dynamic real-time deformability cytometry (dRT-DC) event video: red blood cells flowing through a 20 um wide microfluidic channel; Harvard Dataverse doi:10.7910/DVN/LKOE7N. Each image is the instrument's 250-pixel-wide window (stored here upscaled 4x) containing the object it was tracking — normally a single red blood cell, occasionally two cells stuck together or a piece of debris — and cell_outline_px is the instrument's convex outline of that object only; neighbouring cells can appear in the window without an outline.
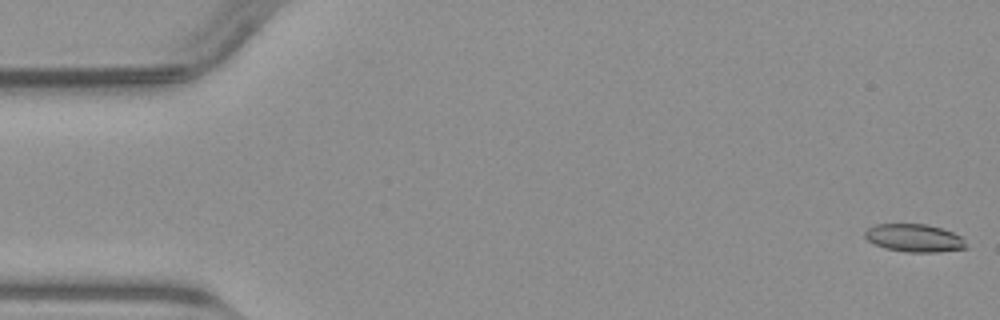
{"species": "common noctule bat (a hibernating species)", "species_latin": "Nyctalus noctula", "temperature_condition": "warm", "stored_images_in_passage": 50, "camera_frame_rate_fps": 3000, "um_per_image_px": 0.085, "animal": {"sex": "male", "body_mass_g": 23.1, "forearm_length_mm": 52.7}, "frame": {"image": 1, "passage_image": 1, "time_ms": 0.0, "image_size_px": [1000, 320], "cell_outline_px": [[968, 248], [940, 252], [904, 252], [884, 248], [868, 240], [864, 236], [864, 232], [868, 228], [876, 224], [924, 224], [940, 228], [952, 232], [960, 236], [964, 240]], "centroid_in_image_um": [77.71, 20.24], "position_along_channel_um": 7.3, "area_um2": 16.42}}
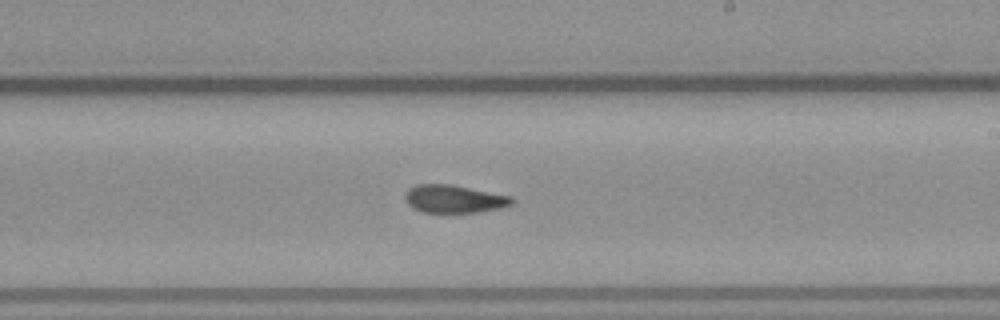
{"frame": {"image": 2, "passage_image": 29, "time_ms": 9.333, "image_size_px": [1000, 320], "cell_outline_px": [[516, 200], [512, 204], [500, 208], [476, 212], [420, 212], [412, 208], [404, 200], [404, 196], [408, 188], [416, 184], [448, 184], [512, 196]], "centroid_in_image_um": [38.56, 16.91], "position_along_channel_um": 250.4, "area_um2": 17.4}}
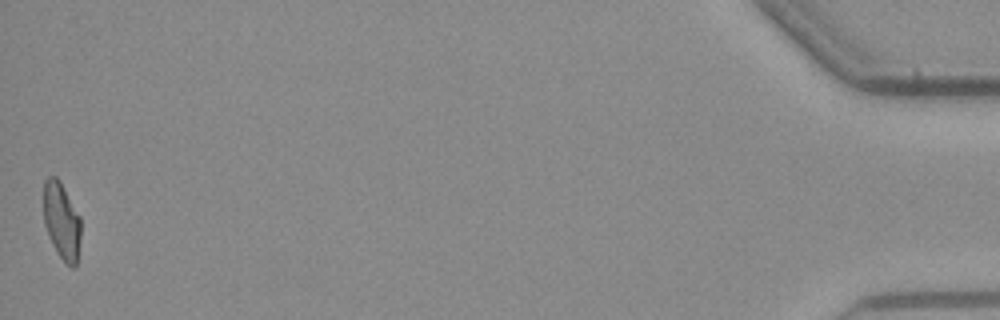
{"frame": {"image": 3, "passage_image": 50, "time_ms": 16.333, "image_size_px": [1000, 320], "cell_outline_px": [[80, 236], [76, 268], [72, 268], [60, 256], [48, 236], [44, 224], [44, 180], [48, 176], [56, 176], [60, 180], [80, 216]], "centroid_in_image_um": [5.23, 18.75], "position_along_channel_um": 430.0, "area_um2": 16.65}}